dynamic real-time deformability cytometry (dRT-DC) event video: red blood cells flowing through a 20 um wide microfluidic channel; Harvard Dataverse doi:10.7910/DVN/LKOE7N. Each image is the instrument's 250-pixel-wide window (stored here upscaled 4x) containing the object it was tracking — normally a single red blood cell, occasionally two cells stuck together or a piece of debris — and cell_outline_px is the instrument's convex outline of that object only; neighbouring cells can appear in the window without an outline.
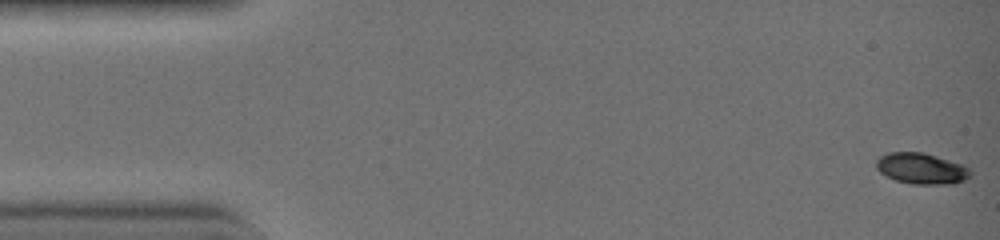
{"species": "common noctule bat (a hibernating species)", "species_latin": "Nyctalus noctula", "temperature_condition": "warm", "stored_images_in_passage": 42, "camera_frame_rate_fps": 3000, "um_per_image_px": 0.085, "animal": {"sex": "female", "body_mass_g": 19.0, "forearm_length_mm": 51.5}, "frame": {"image": 1, "passage_image": 1, "time_ms": 0.0, "image_size_px": [1000, 240], "cell_outline_px": [[968, 176], [964, 180], [952, 184], [916, 184], [896, 180], [880, 172], [876, 164], [880, 156], [892, 152], [920, 152], [960, 164], [968, 168]], "centroid_in_image_um": [78.29, 14.33], "position_along_channel_um": 6.7, "area_um2": 16.3}}
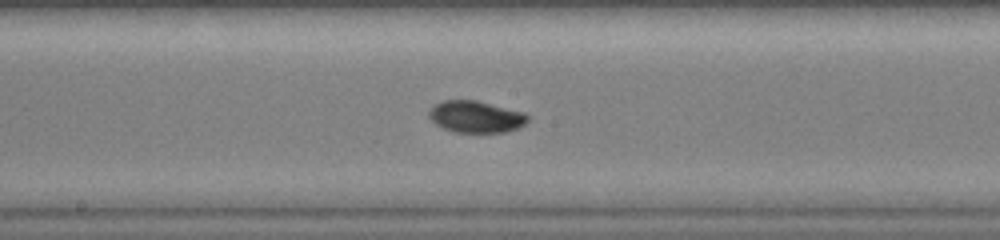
{"frame": {"image": 2, "passage_image": 23, "time_ms": 7.333, "image_size_px": [1000, 240], "cell_outline_px": [[528, 120], [524, 124], [516, 128], [504, 132], [456, 132], [444, 128], [436, 124], [432, 120], [432, 108], [436, 104], [444, 100], [476, 100], [520, 112], [528, 116]], "centroid_in_image_um": [40.46, 9.93], "position_along_channel_um": 207.7, "area_um2": 17.57}}
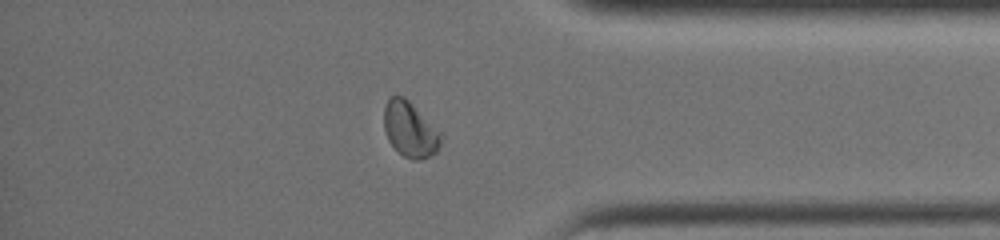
{"frame": {"image": 3, "passage_image": 36, "time_ms": 11.667, "image_size_px": [1000, 240], "cell_outline_px": [[440, 144], [436, 152], [428, 156], [416, 160], [412, 160], [404, 156], [388, 140], [384, 128], [384, 108], [388, 100], [392, 96], [404, 96], [440, 132]], "centroid_in_image_um": [34.82, 11.0], "position_along_channel_um": 400.4, "area_um2": 17.8}, "authors_computed_cell_mechanics": {"area_um2": 16.8487, "velocity_mm_per_s": 4.5755, "shape_relaxation_time_tau1_ms": 2.6273, "shape_relaxation_time_tau2_ms": 2.4157, "deformation_change_tau1": 0.1583, "deformation_change_tau2": 0.0354}}